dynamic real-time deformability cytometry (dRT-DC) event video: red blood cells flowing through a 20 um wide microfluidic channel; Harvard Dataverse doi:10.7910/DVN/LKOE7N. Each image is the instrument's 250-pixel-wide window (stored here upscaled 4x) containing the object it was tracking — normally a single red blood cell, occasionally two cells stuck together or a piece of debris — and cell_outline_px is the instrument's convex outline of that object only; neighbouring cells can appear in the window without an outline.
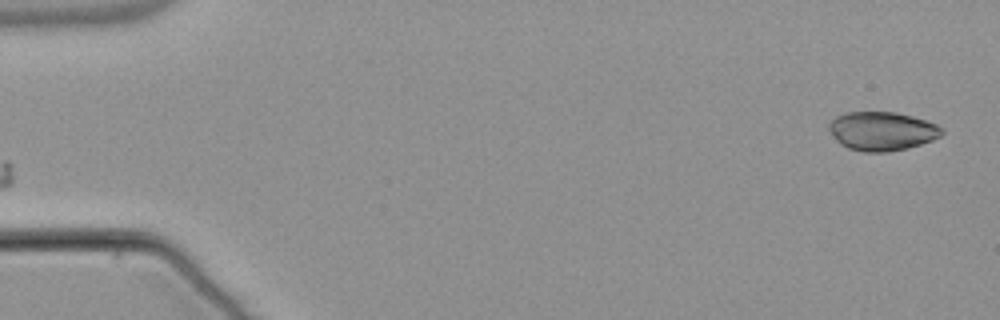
{"species": "common noctule bat (a hibernating species)", "species_latin": "Nyctalus noctula", "temperature_condition": "warm", "stored_images_in_passage": 52, "camera_frame_rate_fps": 3000, "um_per_image_px": 0.085, "animal": {"sex": "male", "body_mass_g": 21.5, "forearm_length_mm": 52.0}, "frame": {"image": 1, "passage_image": 1, "time_ms": 0.0, "image_size_px": [1000, 320], "cell_outline_px": [[944, 132], [940, 136], [932, 140], [908, 148], [888, 152], [864, 152], [848, 148], [840, 144], [836, 140], [828, 128], [828, 124], [836, 116], [844, 112], [896, 112], [912, 116], [936, 124], [944, 128]], "centroid_in_image_um": [74.96, 11.14], "position_along_channel_um": 10.0, "area_um2": 25.61}}
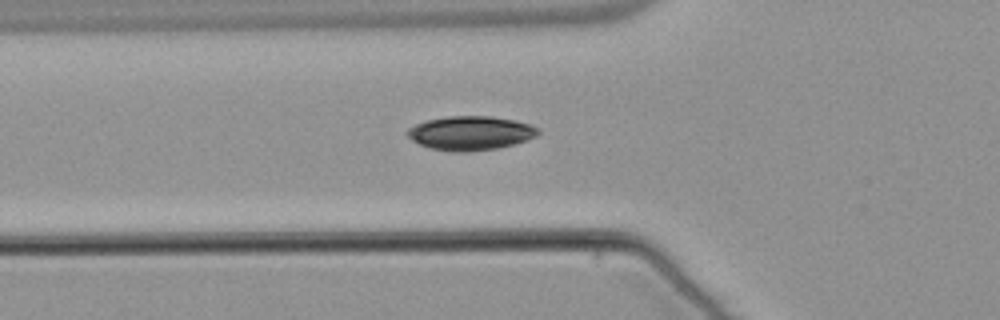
{"frame": {"image": 2, "passage_image": 18, "time_ms": 5.667, "image_size_px": [1000, 320], "cell_outline_px": [[540, 132], [536, 136], [512, 144], [496, 148], [468, 152], [452, 152], [428, 148], [412, 140], [404, 132], [408, 128], [416, 124], [428, 120], [448, 116], [488, 116], [512, 120], [532, 124], [540, 128]], "centroid_in_image_um": [39.97, 11.31], "position_along_channel_um": 85.8, "area_um2": 25.89}}
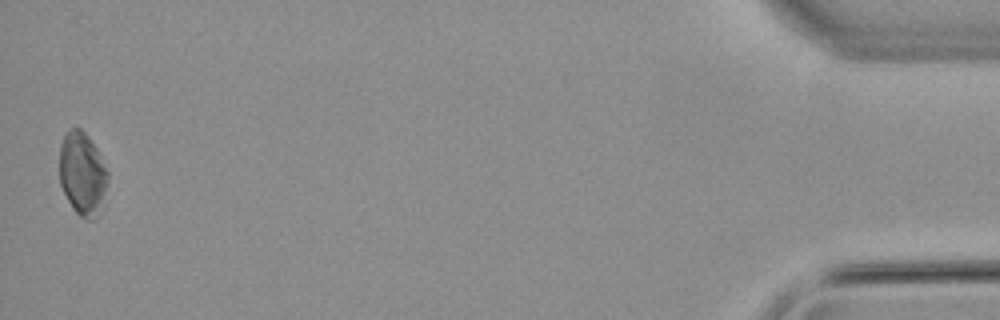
{"frame": {"image": 3, "passage_image": 52, "time_ms": 17.0, "image_size_px": [1000, 320], "cell_outline_px": [[108, 180], [100, 216], [96, 220], [84, 220], [72, 208], [60, 184], [60, 144], [64, 136], [72, 128], [80, 128], [88, 136], [100, 152], [108, 172]], "centroid_in_image_um": [7.04, 14.82], "position_along_channel_um": 428.2, "area_um2": 23.81}, "authors_computed_cell_mechanics": {"area_um2": 25.143, "velocity_mm_per_s": 3.8391, "shape_relaxation_time_tau1_ms": 3.0649, "shape_relaxation_time_tau2_ms": null, "deformation_change_tau1": 0.0639, "deformation_change_tau2": null}}